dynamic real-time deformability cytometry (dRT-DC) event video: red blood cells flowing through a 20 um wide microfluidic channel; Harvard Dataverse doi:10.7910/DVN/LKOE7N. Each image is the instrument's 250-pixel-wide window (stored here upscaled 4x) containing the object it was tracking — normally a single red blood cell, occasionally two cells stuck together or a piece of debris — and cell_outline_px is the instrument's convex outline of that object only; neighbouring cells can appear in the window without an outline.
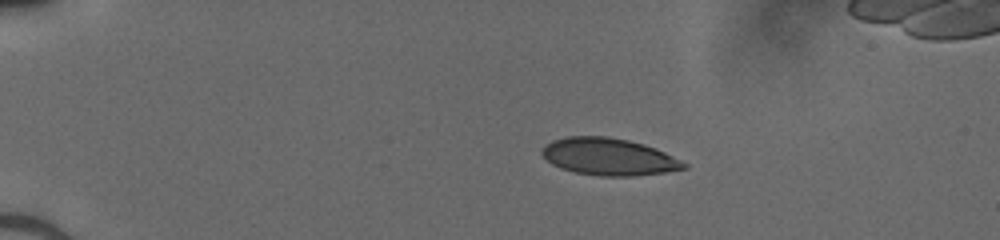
{"species": "human", "species_latin": "Homo sapiens", "temperature_condition": "cold", "stored_images_in_passage": 41, "camera_frame_rate_fps": 3000, "um_per_image_px": 0.085, "donor": {"sex": "male"}, "frame": {"image": 1, "passage_image": 1, "time_ms": 0.0, "image_size_px": [1000, 240], "cell_outline_px": [[688, 168], [664, 172], [632, 176], [600, 176], [576, 172], [560, 168], [552, 164], [540, 152], [544, 144], [552, 140], [568, 136], [608, 136], [628, 140], [644, 144], [656, 148], [688, 164]], "centroid_in_image_um": [51.73, 13.31], "position_along_channel_um": 33.3, "area_um2": 30.69}}
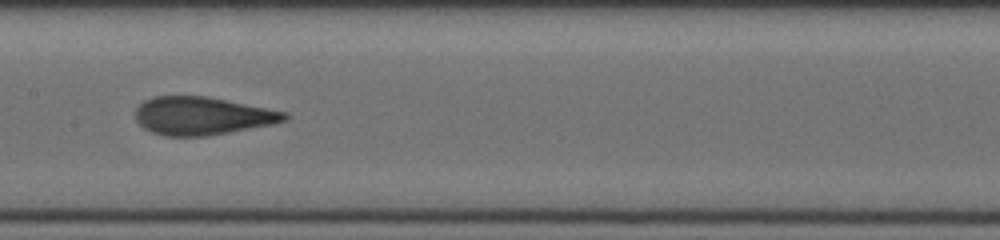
{"frame": {"image": 2, "passage_image": 18, "time_ms": 5.667, "image_size_px": [1000, 240], "cell_outline_px": [[288, 120], [276, 124], [208, 136], [164, 136], [152, 132], [144, 128], [136, 120], [136, 108], [144, 100], [152, 96], [204, 96], [288, 112]], "centroid_in_image_um": [17.21, 9.86], "position_along_channel_um": 190.2, "area_um2": 33.12}}
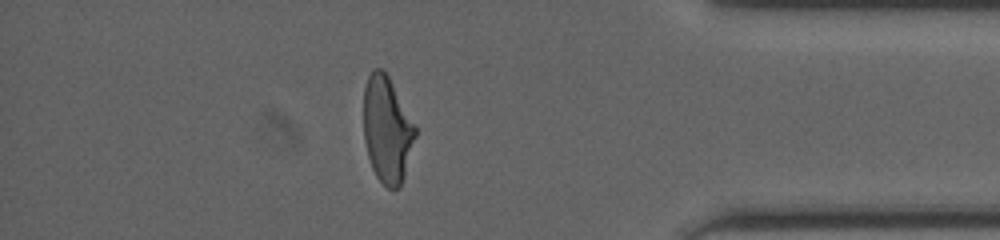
{"frame": {"image": 3, "passage_image": 35, "time_ms": 11.333, "image_size_px": [1000, 240], "cell_outline_px": [[416, 136], [404, 176], [400, 188], [388, 188], [376, 176], [372, 168], [368, 156], [364, 140], [364, 88], [368, 76], [372, 68], [380, 68], [388, 76], [416, 128]], "centroid_in_image_um": [32.88, 11.03], "position_along_channel_um": 402.3, "area_um2": 31.62}}